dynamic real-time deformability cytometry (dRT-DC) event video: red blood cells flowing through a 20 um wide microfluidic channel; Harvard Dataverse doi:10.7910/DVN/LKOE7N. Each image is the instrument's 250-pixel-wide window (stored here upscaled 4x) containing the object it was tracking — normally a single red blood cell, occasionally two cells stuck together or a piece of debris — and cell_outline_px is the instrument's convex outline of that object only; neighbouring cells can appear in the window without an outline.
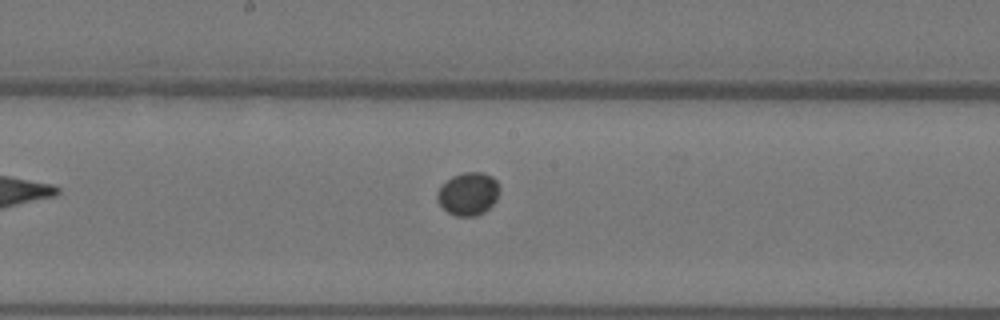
{"species": "Egyptian fruit bat (a non-hibernating species)", "species_latin": "Rousettus aegyptiacus", "temperature_condition": "warm", "stored_images_in_passage": 9, "camera_frame_rate_fps": 3000, "um_per_image_px": 0.085, "animal": {"sex": "female"}, "frame": {"image": 1, "passage_image": 9, "time_ms": 2.667, "image_size_px": [1000, 320], "cell_outline_px": [[500, 192], [496, 200], [484, 212], [476, 216], [456, 216], [448, 212], [440, 204], [436, 196], [436, 192], [452, 176], [464, 172], [480, 172], [492, 176], [500, 184]], "centroid_in_image_um": [39.83, 16.47], "position_along_channel_um": 208.4, "area_um2": 15.55}}